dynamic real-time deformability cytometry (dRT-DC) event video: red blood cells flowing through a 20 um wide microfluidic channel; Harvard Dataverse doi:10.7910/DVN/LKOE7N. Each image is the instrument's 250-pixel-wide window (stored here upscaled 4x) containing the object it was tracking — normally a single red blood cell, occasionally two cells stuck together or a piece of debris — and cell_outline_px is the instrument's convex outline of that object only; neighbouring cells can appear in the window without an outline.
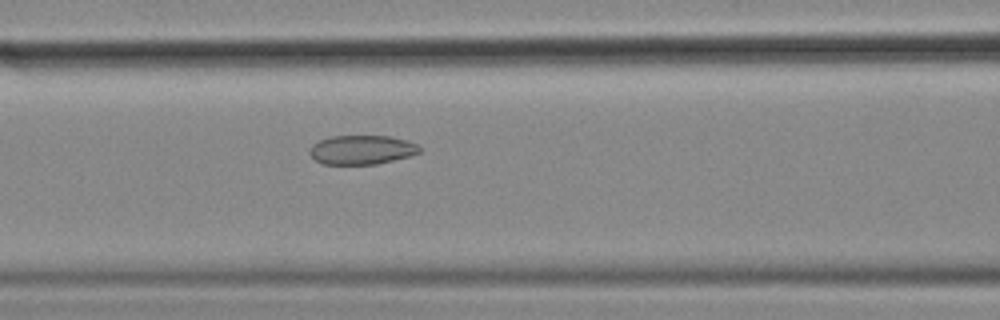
{"species": "common noctule bat (a hibernating species)", "species_latin": "Nyctalus noctula", "temperature_condition": "cold", "stored_images_in_passage": 57, "camera_frame_rate_fps": 3000, "um_per_image_px": 0.085, "animal": {"sex": "female", "body_mass_g": 18.4}, "frame": {"image": 1, "passage_image": 24, "time_ms": 7.667, "image_size_px": [1000, 320], "cell_outline_px": [[420, 152], [408, 156], [376, 164], [324, 164], [316, 160], [308, 152], [308, 148], [312, 144], [320, 140], [332, 136], [388, 136], [408, 140], [416, 144], [420, 148]], "centroid_in_image_um": [30.72, 12.72], "position_along_channel_um": 135.9, "area_um2": 18.55}}
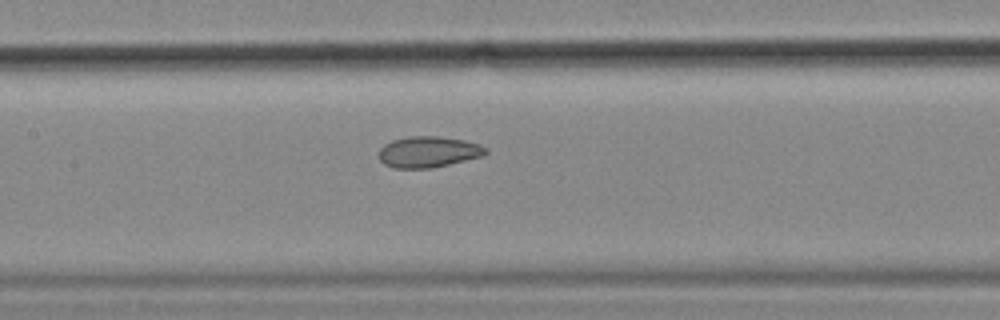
{"frame": {"image": 2, "passage_image": 27, "time_ms": 8.667, "image_size_px": [1000, 320], "cell_outline_px": [[488, 152], [484, 156], [432, 168], [392, 168], [384, 164], [380, 160], [380, 148], [384, 144], [392, 140], [408, 136], [436, 136], [464, 140], [480, 144], [488, 148]], "centroid_in_image_um": [36.43, 12.91], "position_along_channel_um": 171.0, "area_um2": 19.48}}
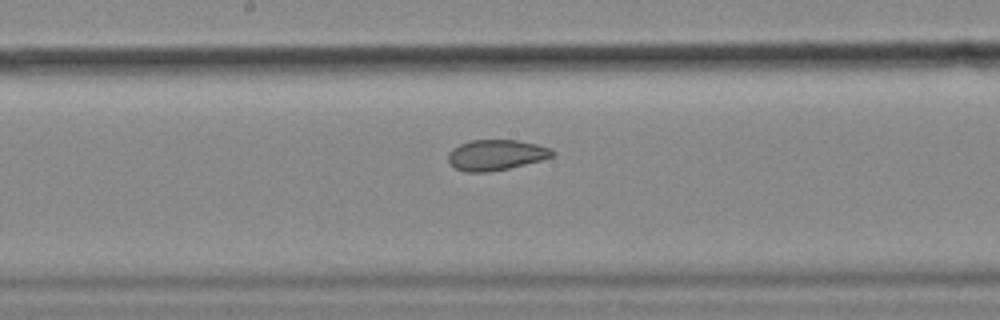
{"frame": {"image": 3, "passage_image": 30, "time_ms": 9.667, "image_size_px": [1000, 320], "cell_outline_px": [[556, 152], [552, 156], [540, 160], [508, 168], [488, 172], [464, 172], [456, 168], [448, 160], [448, 152], [452, 148], [460, 144], [472, 140], [516, 140], [536, 144], [552, 148]], "centroid_in_image_um": [42.15, 13.16], "position_along_channel_um": 206.0, "area_um2": 18.44}, "authors_computed_cell_mechanics": {"area_um2": 22.831, "velocity_mm_per_s": 3.52, "shape_relaxation_time_tau1_ms": null, "shape_relaxation_time_tau2_ms": 2.0932, "deformation_change_tau1": null, "deformation_change_tau2": 0.0694}}